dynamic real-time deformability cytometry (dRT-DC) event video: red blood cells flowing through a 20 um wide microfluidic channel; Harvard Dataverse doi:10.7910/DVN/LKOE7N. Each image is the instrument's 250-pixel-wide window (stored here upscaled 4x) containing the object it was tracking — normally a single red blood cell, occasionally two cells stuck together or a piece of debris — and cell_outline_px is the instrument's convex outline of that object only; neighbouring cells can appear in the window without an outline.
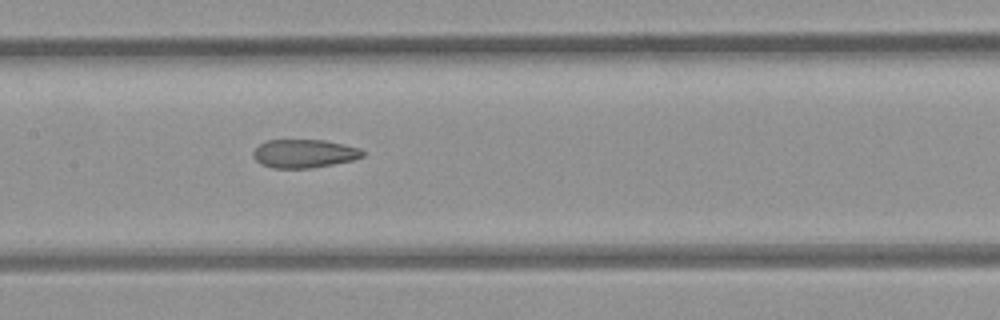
{"species": "common noctule bat (a hibernating species)", "species_latin": "Nyctalus noctula", "temperature_condition": "room temperature", "stored_images_in_passage": 5, "camera_frame_rate_fps": 3000, "um_per_image_px": 0.085, "animal": {"sex": "female", "body_mass_g": 21.9}, "frame": {"image": 1, "passage_image": 5, "time_ms": 5.667, "image_size_px": [1000, 320], "cell_outline_px": [[364, 156], [352, 160], [332, 164], [308, 168], [272, 168], [260, 164], [252, 156], [252, 152], [260, 144], [268, 140], [324, 140], [344, 144], [360, 148], [364, 152]], "centroid_in_image_um": [25.84, 13.05], "position_along_channel_um": 181.6, "area_um2": 18.09}}